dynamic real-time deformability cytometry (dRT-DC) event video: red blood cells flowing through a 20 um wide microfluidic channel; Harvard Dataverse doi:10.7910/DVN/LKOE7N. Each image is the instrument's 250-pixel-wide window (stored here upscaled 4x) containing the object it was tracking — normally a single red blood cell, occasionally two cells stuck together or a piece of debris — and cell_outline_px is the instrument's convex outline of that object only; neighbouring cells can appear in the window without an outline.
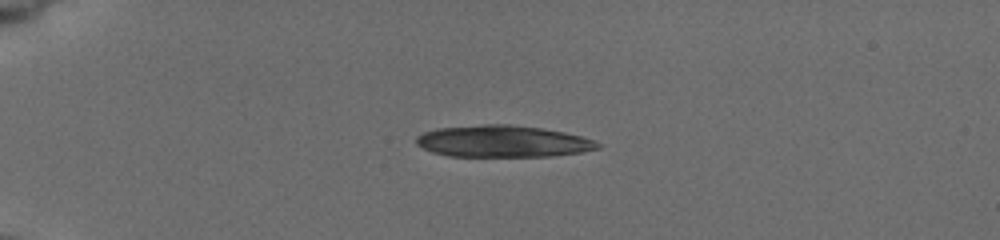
{"species": "common noctule bat (a hibernating species)", "species_latin": "Nyctalus noctula", "temperature_condition": "cold", "stored_images_in_passage": 14, "camera_frame_rate_fps": 3000, "um_per_image_px": 0.085, "animal": {"sex": "female", "body_mass_g": 19.5, "forearm_length_mm": 54.1}, "frame": {"image": 1, "passage_image": 1, "time_ms": 0.0, "image_size_px": [1000, 240], "cell_outline_px": [[600, 148], [580, 152], [552, 156], [448, 156], [432, 152], [416, 144], [416, 136], [424, 132], [436, 128], [484, 124], [508, 124], [544, 128], [564, 132], [580, 136], [592, 140], [600, 144]], "centroid_in_image_um": [42.71, 12.01], "position_along_channel_um": 42.3, "area_um2": 33.52}}